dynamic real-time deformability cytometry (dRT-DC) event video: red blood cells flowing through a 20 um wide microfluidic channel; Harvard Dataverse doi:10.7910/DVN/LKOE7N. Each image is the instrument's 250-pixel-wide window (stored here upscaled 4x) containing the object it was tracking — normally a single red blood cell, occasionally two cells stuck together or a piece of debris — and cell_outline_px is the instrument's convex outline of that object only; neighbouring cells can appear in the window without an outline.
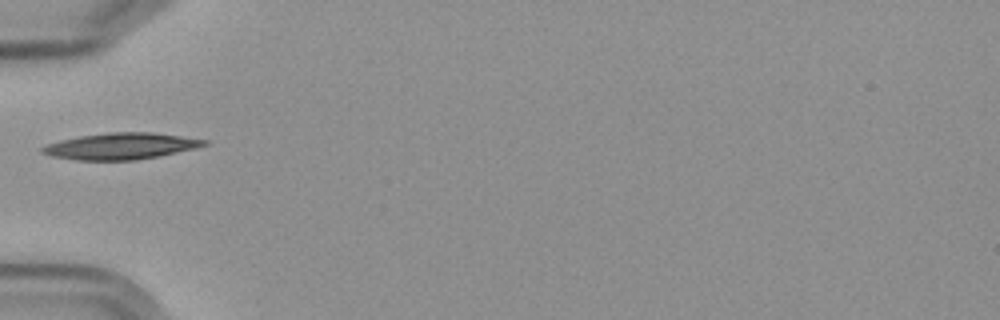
{"species": "Egyptian fruit bat (a non-hibernating species)", "species_latin": "Rousettus aegyptiacus", "temperature_condition": "cold", "stored_images_in_passage": 4, "camera_frame_rate_fps": 3000, "um_per_image_px": 0.085, "frame": {"image": 1, "passage_image": 1, "time_ms": 0.0, "image_size_px": [1000, 320], "cell_outline_px": [[208, 144], [196, 148], [136, 160], [76, 160], [52, 156], [40, 152], [40, 148], [48, 144], [60, 140], [80, 136], [108, 132], [152, 132], [208, 140]], "centroid_in_image_um": [10.25, 12.42], "position_along_channel_um": 74.8, "area_um2": 24.74}}
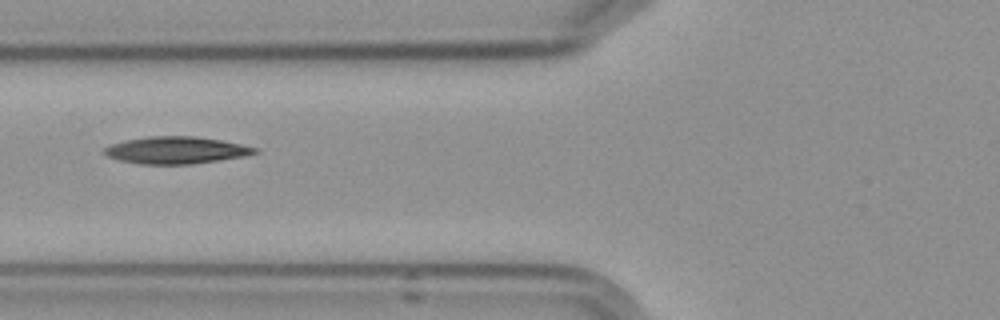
{"frame": {"image": 2, "passage_image": 2, "time_ms": 1.0, "image_size_px": [1000, 320], "cell_outline_px": [[260, 152], [244, 156], [192, 164], [140, 164], [120, 160], [108, 156], [104, 152], [104, 148], [112, 144], [124, 140], [148, 136], [196, 136], [220, 140], [260, 148]], "centroid_in_image_um": [14.99, 12.76], "position_along_channel_um": 110.8, "area_um2": 23.7}}
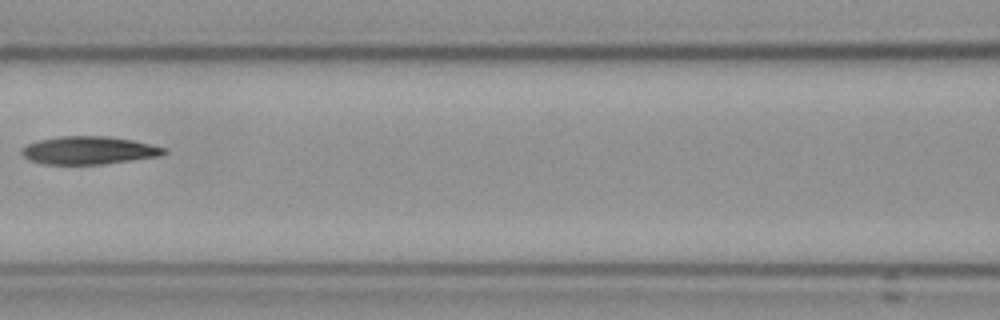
{"frame": {"image": 3, "passage_image": 3, "time_ms": 2.333, "image_size_px": [1000, 320], "cell_outline_px": [[168, 152], [160, 156], [104, 164], [44, 164], [28, 160], [20, 152], [20, 148], [36, 140], [56, 136], [108, 136], [132, 140], [168, 148]], "centroid_in_image_um": [7.53, 12.77], "position_along_channel_um": 159.1, "area_um2": 23.41}}